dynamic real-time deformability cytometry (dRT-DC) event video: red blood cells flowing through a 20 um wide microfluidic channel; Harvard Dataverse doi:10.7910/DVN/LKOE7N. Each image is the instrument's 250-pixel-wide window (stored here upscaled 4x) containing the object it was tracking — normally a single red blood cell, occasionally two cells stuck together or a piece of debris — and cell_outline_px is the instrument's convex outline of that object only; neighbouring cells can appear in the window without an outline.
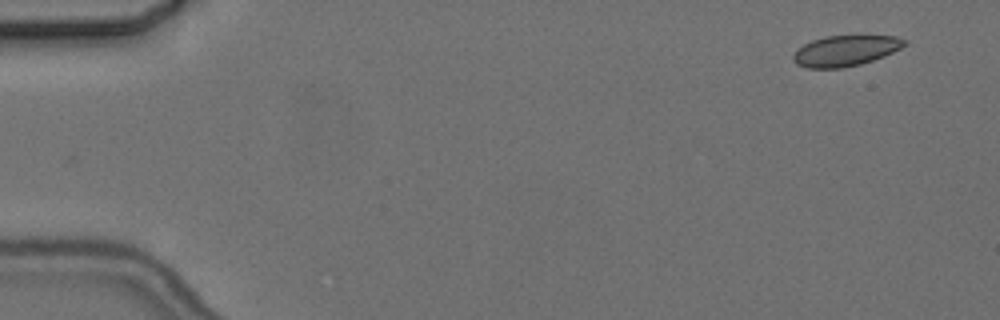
{"species": "common noctule bat (a hibernating species)", "species_latin": "Nyctalus noctula", "temperature_condition": "cold", "stored_images_in_passage": 5, "camera_frame_rate_fps": 3000, "um_per_image_px": 0.085, "animal": {"sex": "female", "body_mass_g": 24.6, "forearm_length_mm": 56.2}, "frame": {"image": 1, "passage_image": 1, "time_ms": 0.0, "image_size_px": [1000, 320], "cell_outline_px": [[908, 44], [884, 56], [860, 64], [840, 68], [808, 68], [796, 64], [792, 60], [792, 56], [804, 44], [812, 40], [824, 36], [860, 32], [896, 36], [908, 40]], "centroid_in_image_um": [71.93, 4.24], "position_along_channel_um": 13.1, "area_um2": 20.81}}
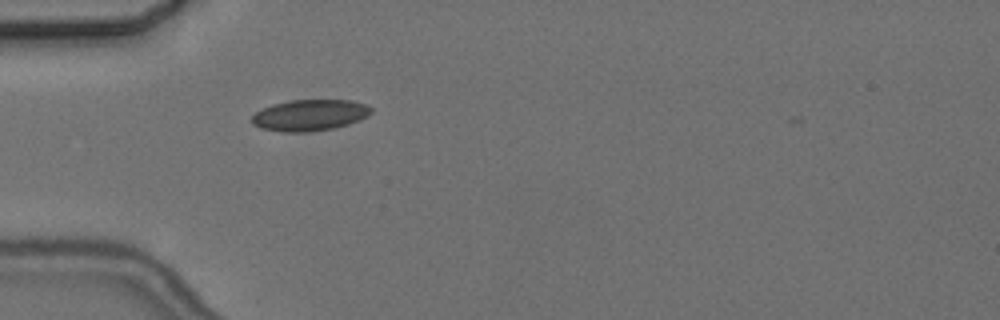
{"frame": {"image": 2, "passage_image": 5, "time_ms": 4.667, "image_size_px": [1000, 320], "cell_outline_px": [[372, 112], [368, 116], [360, 120], [348, 124], [332, 128], [308, 132], [280, 132], [260, 128], [252, 124], [252, 116], [260, 108], [272, 104], [292, 100], [352, 100], [364, 104], [372, 108]], "centroid_in_image_um": [26.3, 9.79], "position_along_channel_um": 58.7, "area_um2": 21.85}}